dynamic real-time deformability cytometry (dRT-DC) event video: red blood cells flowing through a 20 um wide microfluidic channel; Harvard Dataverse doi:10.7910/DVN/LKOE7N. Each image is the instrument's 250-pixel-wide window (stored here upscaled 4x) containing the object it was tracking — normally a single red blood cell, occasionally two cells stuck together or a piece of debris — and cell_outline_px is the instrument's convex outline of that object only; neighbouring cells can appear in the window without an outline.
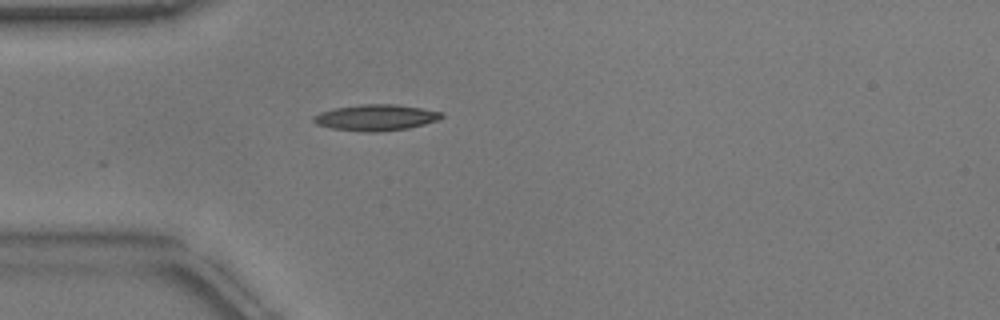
{"species": "common noctule bat (a hibernating species)", "species_latin": "Nyctalus noctula", "temperature_condition": "warm", "stored_images_in_passage": 12, "camera_frame_rate_fps": 3000, "um_per_image_px": 0.085, "animal": {"sex": "male", "body_mass_g": 17.9}, "frame": {"image": 1, "passage_image": 2, "time_ms": 0.333, "image_size_px": [1000, 320], "cell_outline_px": [[444, 116], [436, 120], [424, 124], [408, 128], [380, 132], [364, 132], [332, 128], [316, 124], [312, 120], [312, 116], [320, 112], [336, 108], [360, 104], [396, 104], [444, 112]], "centroid_in_image_um": [31.94, 9.99], "position_along_channel_um": 53.1, "area_um2": 19.48}}
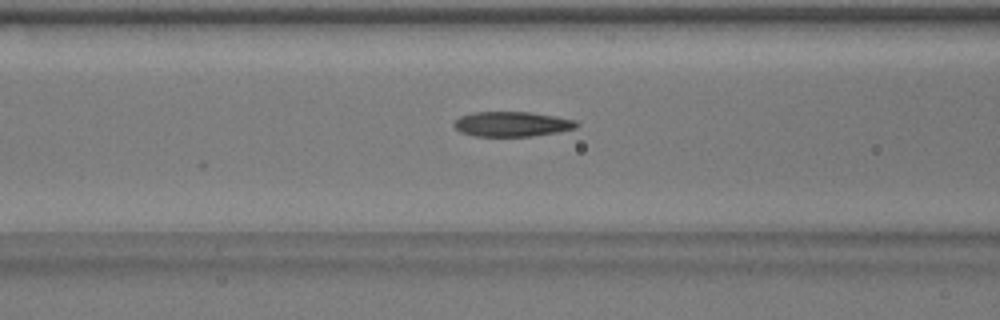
{"frame": {"image": 2, "passage_image": 8, "time_ms": 2.333, "image_size_px": [1000, 320], "cell_outline_px": [[580, 124], [576, 128], [556, 132], [532, 136], [476, 136], [460, 132], [452, 124], [460, 116], [472, 112], [528, 112], [556, 116], [576, 120]], "centroid_in_image_um": [43.52, 10.54], "position_along_channel_um": 123.1, "area_um2": 17.8}}